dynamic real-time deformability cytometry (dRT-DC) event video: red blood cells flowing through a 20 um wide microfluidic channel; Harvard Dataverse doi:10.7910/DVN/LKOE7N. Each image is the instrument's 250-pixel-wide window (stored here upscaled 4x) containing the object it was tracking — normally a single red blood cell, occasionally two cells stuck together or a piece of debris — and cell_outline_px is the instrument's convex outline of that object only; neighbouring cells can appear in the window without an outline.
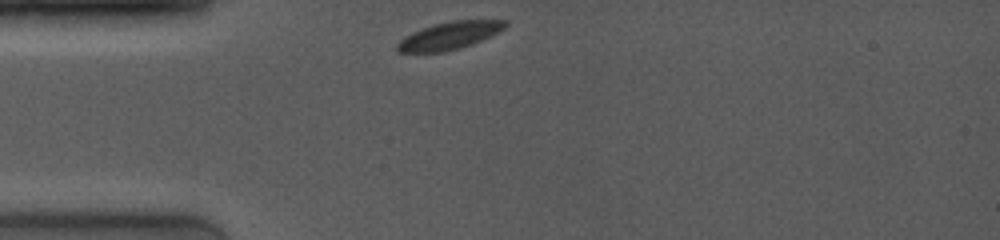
{"species": "common noctule bat (a hibernating species)", "species_latin": "Nyctalus noctula", "temperature_condition": "room temperature", "stored_images_in_passage": 31, "camera_frame_rate_fps": 4000, "um_per_image_px": 0.085, "animal": {"sex": "female", "body_mass_g": 19.0, "forearm_length_mm": 53.3}, "frame": {"image": 1, "passage_image": 1, "time_ms": 0.0, "image_size_px": [1000, 240], "cell_outline_px": [[508, 24], [500, 32], [492, 36], [472, 44], [460, 48], [444, 52], [396, 52], [396, 44], [400, 40], [412, 32], [436, 24], [452, 20], [508, 20]], "centroid_in_image_um": [38.24, 3.03], "position_along_channel_um": 46.8, "area_um2": 17.34}}
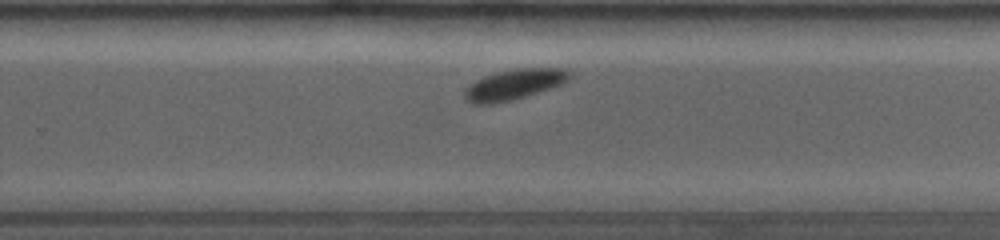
{"frame": {"image": 2, "passage_image": 22, "time_ms": 6.5, "image_size_px": [1000, 240], "cell_outline_px": [[572, 76], [568, 80], [560, 84], [524, 96], [492, 104], [476, 104], [468, 100], [464, 96], [464, 92], [476, 80], [484, 76], [496, 72], [516, 68], [564, 68], [572, 72]], "centroid_in_image_um": [43.73, 7.15], "position_along_channel_um": 286.1, "area_um2": 18.15}}
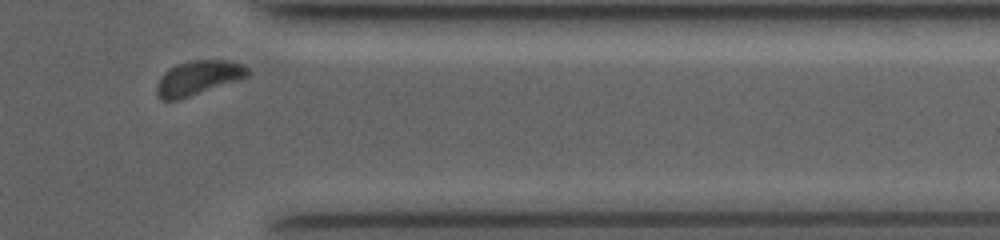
{"frame": {"image": 3, "passage_image": 29, "time_ms": 9.25, "image_size_px": [1000, 240], "cell_outline_px": [[252, 72], [248, 76], [176, 100], [160, 100], [156, 92], [156, 84], [164, 72], [176, 64], [192, 60], [228, 60], [244, 64]], "centroid_in_image_um": [16.83, 6.59], "position_along_channel_um": 394.6, "area_um2": 17.98}}